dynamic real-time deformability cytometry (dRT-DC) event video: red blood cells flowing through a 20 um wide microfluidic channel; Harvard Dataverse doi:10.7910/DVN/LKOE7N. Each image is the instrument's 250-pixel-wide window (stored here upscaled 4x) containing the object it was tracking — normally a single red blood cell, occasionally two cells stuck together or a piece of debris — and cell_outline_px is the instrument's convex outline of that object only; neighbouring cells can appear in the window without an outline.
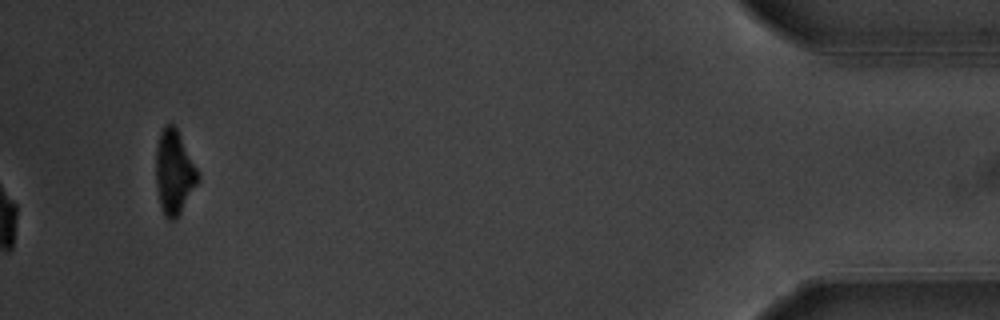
{"species": "common noctule bat (a hibernating species)", "species_latin": "Nyctalus noctula", "temperature_condition": "warm", "stored_images_in_passage": 42, "camera_frame_rate_fps": 3000, "um_per_image_px": 0.085, "animal": {"sex": "male", "body_mass_g": 20.1, "forearm_length_mm": 53.5}, "frame": {"image": 1, "passage_image": 42, "time_ms": 13.667, "image_size_px": [1000, 320], "cell_outline_px": [[200, 180], [176, 220], [168, 220], [164, 216], [160, 204], [156, 188], [156, 148], [160, 132], [164, 124], [172, 124], [176, 128], [200, 176]], "centroid_in_image_um": [14.79, 14.68], "position_along_channel_um": 420.4, "area_um2": 20.52}, "authors_computed_cell_mechanics": {"area_um2": 21.7617, "velocity_mm_per_s": 3.7315, "shape_relaxation_time_tau1_ms": 2.2843, "shape_relaxation_time_tau2_ms": null, "deformation_change_tau1": 0.1239, "deformation_change_tau2": null}}